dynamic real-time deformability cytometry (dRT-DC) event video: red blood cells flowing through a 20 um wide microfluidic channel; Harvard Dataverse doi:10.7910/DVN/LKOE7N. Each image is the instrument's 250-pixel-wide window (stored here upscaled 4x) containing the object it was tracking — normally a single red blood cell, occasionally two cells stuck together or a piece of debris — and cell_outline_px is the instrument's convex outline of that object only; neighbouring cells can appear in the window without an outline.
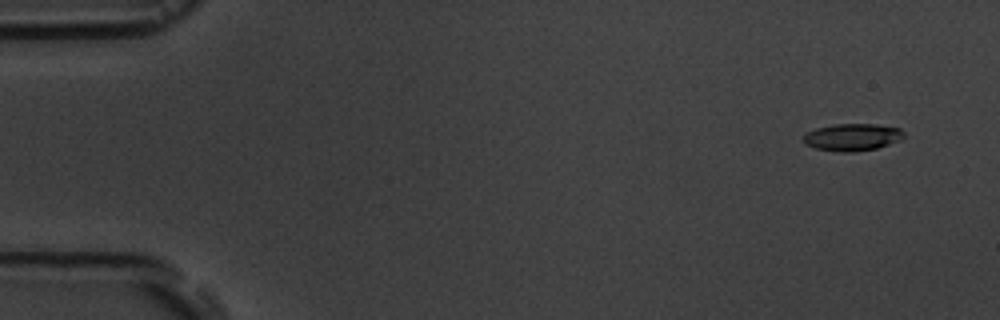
{"species": "common noctule bat (a hibernating species)", "species_latin": "Nyctalus noctula", "temperature_condition": "room temperature", "stored_images_in_passage": 6, "camera_frame_rate_fps": 3000, "um_per_image_px": 0.085, "animal": {"sex": "male", "body_mass_g": 19.5, "forearm_length_mm": 54.6}, "frame": {"image": 1, "passage_image": 1, "time_ms": 0.0, "image_size_px": [1000, 320], "cell_outline_px": [[904, 136], [900, 140], [876, 148], [852, 152], [836, 152], [816, 148], [804, 144], [804, 136], [808, 132], [816, 128], [832, 124], [876, 124], [900, 128], [904, 132]], "centroid_in_image_um": [72.44, 11.65], "position_along_channel_um": 12.6, "area_um2": 15.9}}
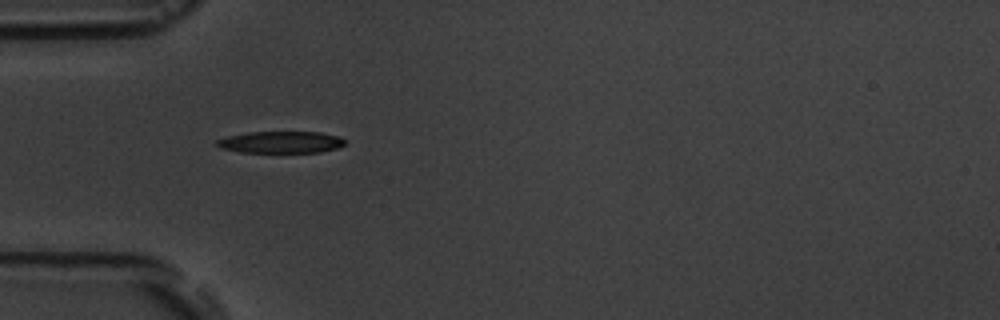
{"frame": {"image": 2, "passage_image": 5, "time_ms": 4.667, "image_size_px": [1000, 320], "cell_outline_px": [[344, 144], [336, 148], [320, 152], [240, 152], [220, 148], [216, 144], [216, 140], [228, 136], [248, 132], [320, 132], [340, 136], [344, 140]], "centroid_in_image_um": [23.86, 12.08], "position_along_channel_um": 61.1, "area_um2": 16.18}}
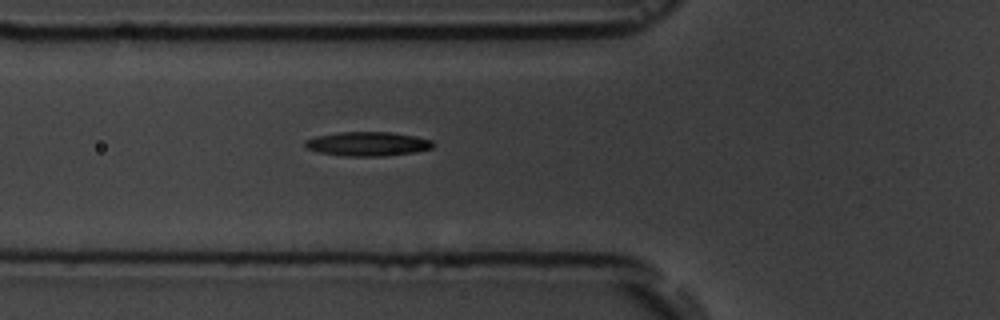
{"frame": {"image": 3, "passage_image": 6, "time_ms": 5.667, "image_size_px": [1000, 320], "cell_outline_px": [[436, 144], [432, 148], [412, 152], [388, 156], [344, 156], [320, 152], [308, 148], [304, 144], [304, 140], [316, 136], [340, 132], [388, 132], [416, 136], [432, 140]], "centroid_in_image_um": [31.27, 12.23], "position_along_channel_um": 94.5, "area_um2": 17.98}}